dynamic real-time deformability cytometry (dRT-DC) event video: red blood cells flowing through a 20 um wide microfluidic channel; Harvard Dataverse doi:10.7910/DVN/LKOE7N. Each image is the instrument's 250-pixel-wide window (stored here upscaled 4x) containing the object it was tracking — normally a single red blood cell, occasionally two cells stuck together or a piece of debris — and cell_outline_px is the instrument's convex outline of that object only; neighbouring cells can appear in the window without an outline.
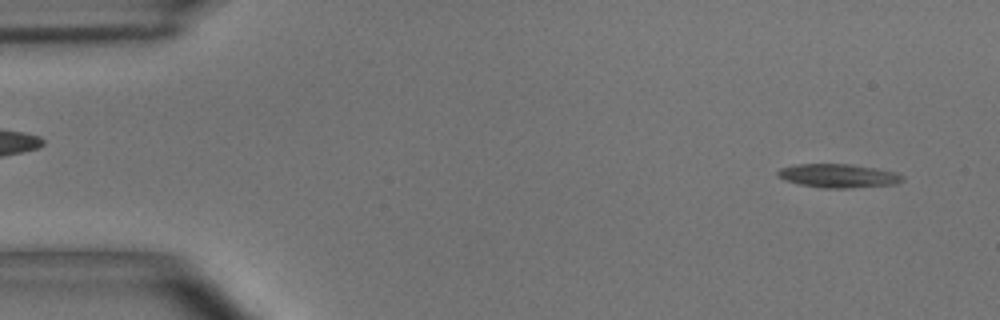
{"species": "common noctule bat (a hibernating species)", "species_latin": "Nyctalus noctula", "temperature_condition": "room temperature", "stored_images_in_passage": 53, "camera_frame_rate_fps": 3000, "um_per_image_px": 0.085, "animal": {"sex": "male", "body_mass_g": 15.6}, "frame": {"image": 1, "passage_image": 3, "time_ms": 0.667, "image_size_px": [1000, 320], "cell_outline_px": [[904, 180], [896, 184], [852, 188], [824, 188], [800, 184], [784, 180], [776, 176], [776, 172], [780, 168], [796, 164], [852, 164], [876, 168], [896, 172], [904, 176]], "centroid_in_image_um": [71.26, 14.94], "position_along_channel_um": 13.7, "area_um2": 17.4}}
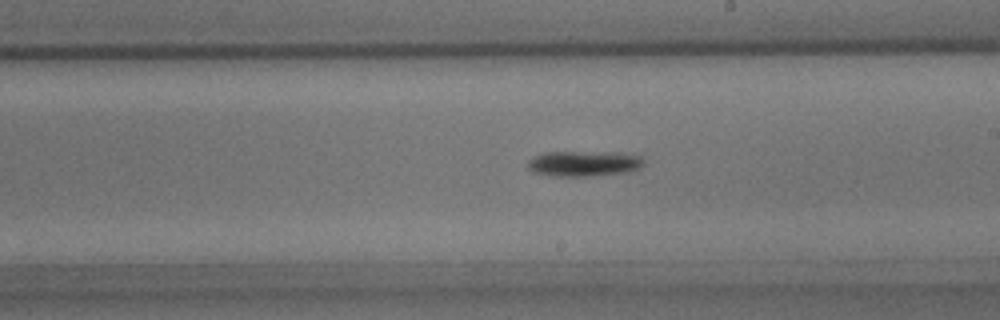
{"frame": {"image": 2, "passage_image": 30, "time_ms": 9.667, "image_size_px": [1000, 320], "cell_outline_px": [[644, 164], [640, 168], [628, 172], [588, 176], [556, 176], [532, 172], [528, 168], [528, 160], [532, 156], [544, 152], [624, 152], [640, 156], [644, 160]], "centroid_in_image_um": [49.64, 13.89], "position_along_channel_um": 239.4, "area_um2": 17.46}}
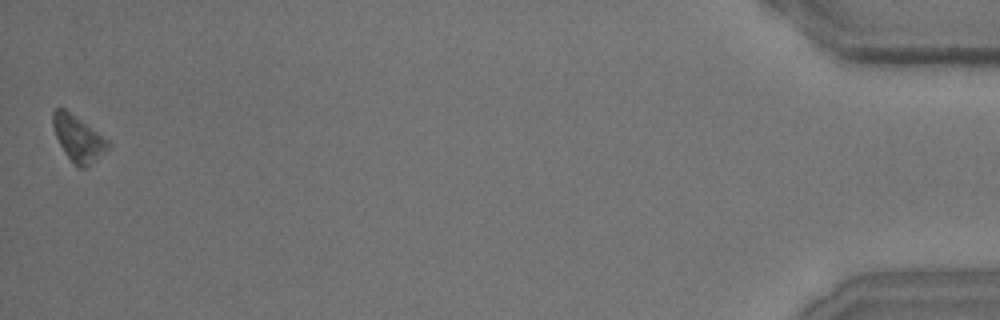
{"frame": {"image": 3, "passage_image": 53, "time_ms": 17.333, "image_size_px": [1000, 320], "cell_outline_px": [[112, 144], [108, 148], [84, 168], [80, 168], [64, 152], [56, 136], [52, 124], [52, 112], [56, 108], [64, 108], [108, 140]], "centroid_in_image_um": [6.62, 11.74], "position_along_channel_um": 428.6, "area_um2": 14.1}, "authors_computed_cell_mechanics": {"area_um2": 16.0106, "velocity_mm_per_s": 3.6632, "shape_relaxation_time_tau1_ms": 1.3676, "shape_relaxation_time_tau2_ms": null, "deformation_change_tau1": 0.1021, "deformation_change_tau2": null}}